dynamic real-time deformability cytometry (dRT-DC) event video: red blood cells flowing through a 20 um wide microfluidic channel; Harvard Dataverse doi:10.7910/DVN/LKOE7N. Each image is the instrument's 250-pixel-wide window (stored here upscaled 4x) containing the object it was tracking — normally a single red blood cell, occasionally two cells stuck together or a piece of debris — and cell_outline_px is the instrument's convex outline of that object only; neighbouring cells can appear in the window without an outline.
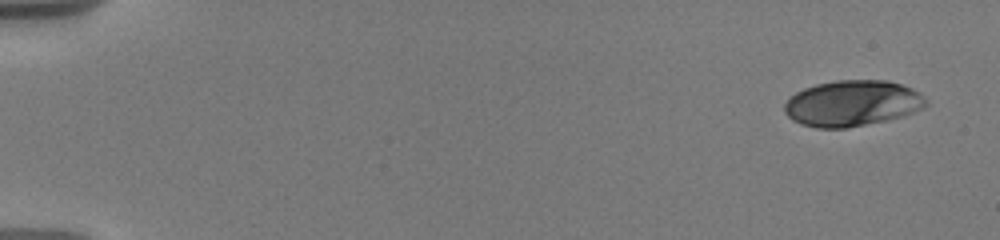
{"species": "human", "species_latin": "Homo sapiens", "temperature_condition": "warm", "stored_images_in_passage": 43, "camera_frame_rate_fps": 3000, "um_per_image_px": 0.085, "donor": {"sex": "male"}, "frame": {"image": 1, "passage_image": 1, "time_ms": 0.0, "image_size_px": [1000, 240], "cell_outline_px": [[928, 104], [912, 112], [900, 116], [884, 120], [844, 128], [816, 128], [800, 124], [792, 120], [784, 112], [784, 104], [796, 92], [804, 88], [816, 84], [836, 80], [888, 80], [912, 88], [920, 92], [928, 100]], "centroid_in_image_um": [72.42, 8.77], "position_along_channel_um": 12.6, "area_um2": 37.69}}
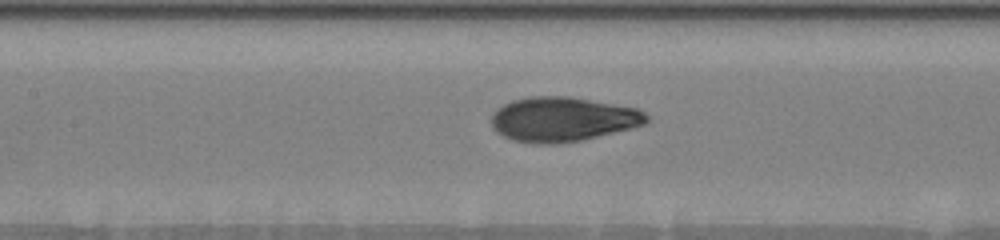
{"frame": {"image": 2, "passage_image": 20, "time_ms": 8.333, "image_size_px": [1000, 240], "cell_outline_px": [[648, 120], [644, 124], [632, 128], [580, 140], [556, 144], [536, 144], [512, 140], [496, 132], [492, 128], [492, 112], [504, 104], [512, 100], [528, 96], [568, 96], [636, 108], [644, 112], [648, 116]], "centroid_in_image_um": [47.79, 10.14], "position_along_channel_um": 159.6, "area_um2": 40.23}}
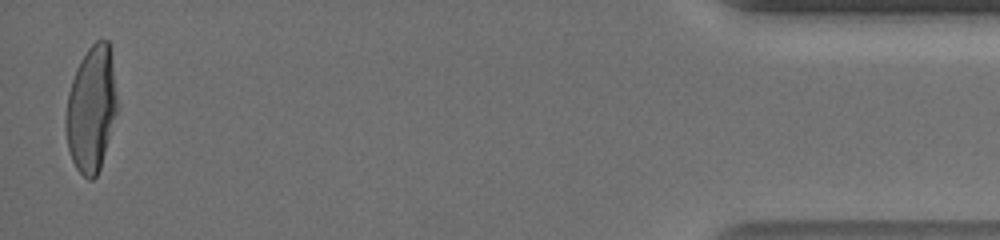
{"frame": {"image": 3, "passage_image": 43, "time_ms": 17.667, "image_size_px": [1000, 240], "cell_outline_px": [[116, 112], [100, 168], [96, 176], [92, 180], [88, 180], [76, 168], [72, 160], [68, 148], [64, 128], [64, 120], [68, 92], [76, 68], [80, 60], [88, 48], [96, 40], [108, 40], [112, 64], [116, 96]], "centroid_in_image_um": [7.72, 9.28], "position_along_channel_um": 427.5, "area_um2": 37.28}, "authors_computed_cell_mechanics": {"area_um2": 37.9746, "velocity_mm_per_s": 3.6516, "shape_relaxation_time_tau1_ms": 4.5795, "shape_relaxation_time_tau2_ms": 0.8136, "deformation_change_tau1": 0.2045, "deformation_change_tau2": 0.0618}}